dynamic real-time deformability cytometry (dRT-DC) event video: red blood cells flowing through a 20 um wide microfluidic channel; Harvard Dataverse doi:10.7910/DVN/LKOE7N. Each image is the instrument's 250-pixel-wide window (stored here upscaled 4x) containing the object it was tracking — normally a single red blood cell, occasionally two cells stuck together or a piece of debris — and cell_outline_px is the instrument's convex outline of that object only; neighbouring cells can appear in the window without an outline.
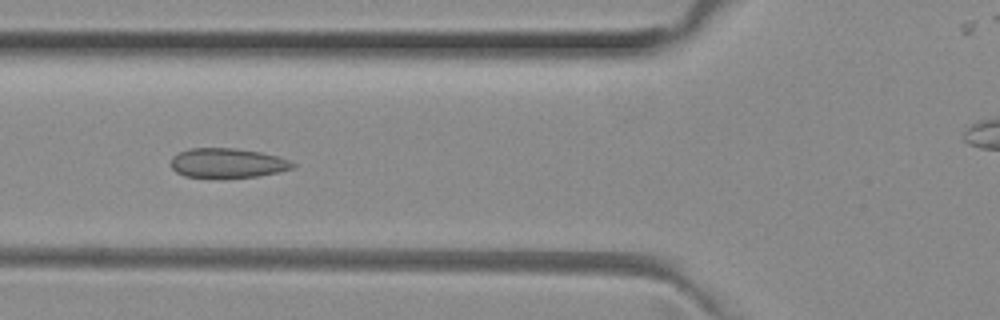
{"species": "common noctule bat (a hibernating species)", "species_latin": "Nyctalus noctula", "temperature_condition": "room temperature", "stored_images_in_passage": 52, "camera_frame_rate_fps": 3000, "um_per_image_px": 0.085, "animal": {"sex": "female", "body_mass_g": 29.2, "forearm_length_mm": 56.3}, "frame": {"image": 1, "passage_image": 19, "time_ms": 6.0, "image_size_px": [1000, 320], "cell_outline_px": [[296, 168], [256, 176], [224, 180], [184, 176], [176, 172], [172, 168], [172, 156], [180, 152], [192, 148], [236, 148], [260, 152], [280, 156], [296, 164]], "centroid_in_image_um": [19.35, 13.89], "position_along_channel_um": 106.5, "area_um2": 21.56}}
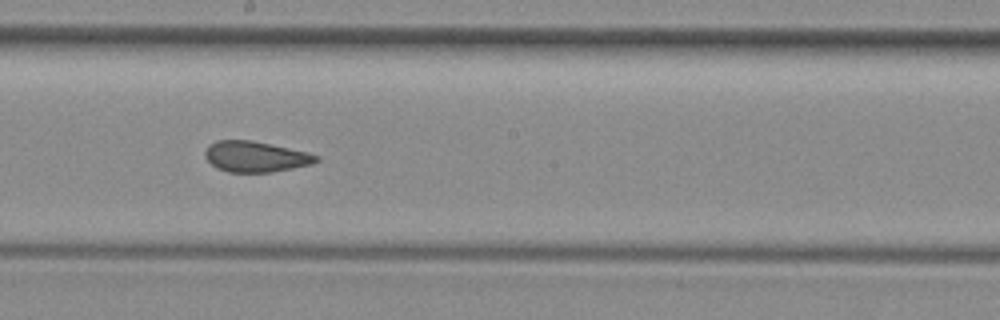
{"frame": {"image": 2, "passage_image": 28, "time_ms": 9.0, "image_size_px": [1000, 320], "cell_outline_px": [[320, 160], [312, 164], [292, 168], [268, 172], [228, 172], [216, 168], [204, 156], [204, 152], [208, 144], [216, 140], [252, 140], [308, 152], [320, 156]], "centroid_in_image_um": [21.71, 13.3], "position_along_channel_um": 226.5, "area_um2": 20.0}}
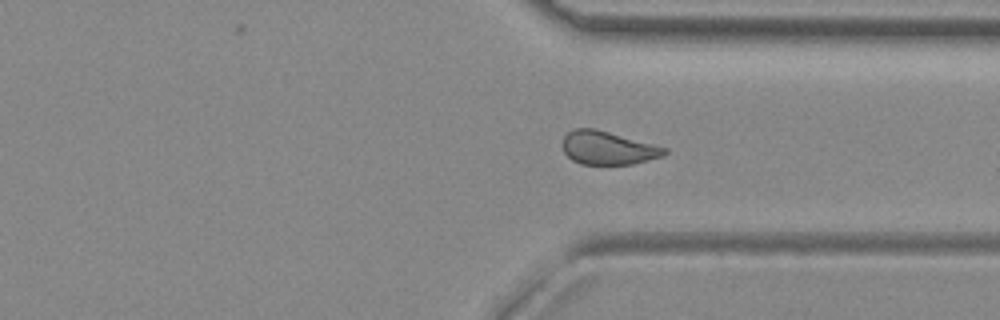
{"frame": {"image": 3, "passage_image": 38, "time_ms": 12.333, "image_size_px": [1000, 320], "cell_outline_px": [[668, 152], [664, 156], [632, 164], [580, 164], [572, 160], [564, 152], [564, 136], [568, 132], [576, 128], [596, 128], [668, 148]], "centroid_in_image_um": [51.7, 12.57], "position_along_channel_um": 359.7, "area_um2": 19.77}, "authors_computed_cell_mechanics": {"area_um2": 20.9814, "velocity_mm_per_s": 3.9984, "shape_relaxation_time_tau1_ms": null, "shape_relaxation_time_tau2_ms": 1.2587, "deformation_change_tau1": null, "deformation_change_tau2": 0.0705}}